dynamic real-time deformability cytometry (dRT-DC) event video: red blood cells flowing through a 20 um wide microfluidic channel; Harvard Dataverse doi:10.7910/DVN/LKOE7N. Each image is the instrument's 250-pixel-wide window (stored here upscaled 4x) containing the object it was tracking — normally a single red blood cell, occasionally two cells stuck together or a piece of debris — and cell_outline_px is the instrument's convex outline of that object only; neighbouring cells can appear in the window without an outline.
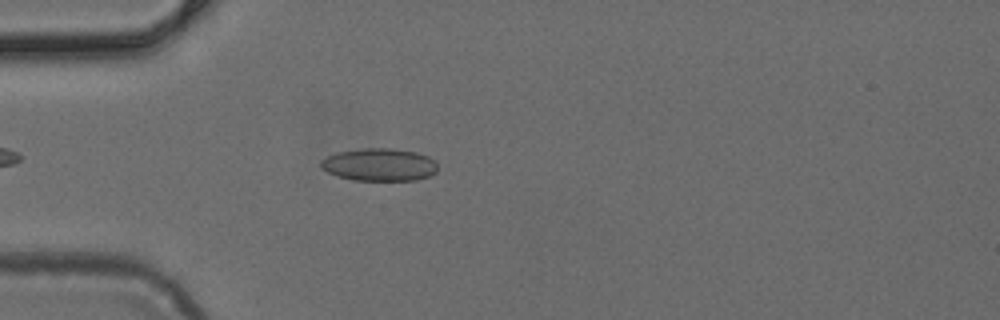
{"species": "common noctule bat (a hibernating species)", "species_latin": "Nyctalus noctula", "temperature_condition": "cold", "stored_images_in_passage": 4, "camera_frame_rate_fps": 3000, "um_per_image_px": 0.085, "animal": {"sex": "female", "body_mass_g": 24.6, "forearm_length_mm": 56.2}, "frame": {"image": 1, "passage_image": 4, "time_ms": 1.0, "image_size_px": [1000, 320], "cell_outline_px": [[436, 172], [428, 176], [416, 180], [352, 180], [336, 176], [328, 172], [320, 164], [320, 160], [336, 152], [364, 148], [392, 148], [416, 152], [428, 156], [436, 164]], "centroid_in_image_um": [32.23, 13.99], "position_along_channel_um": 52.8, "area_um2": 22.14}}